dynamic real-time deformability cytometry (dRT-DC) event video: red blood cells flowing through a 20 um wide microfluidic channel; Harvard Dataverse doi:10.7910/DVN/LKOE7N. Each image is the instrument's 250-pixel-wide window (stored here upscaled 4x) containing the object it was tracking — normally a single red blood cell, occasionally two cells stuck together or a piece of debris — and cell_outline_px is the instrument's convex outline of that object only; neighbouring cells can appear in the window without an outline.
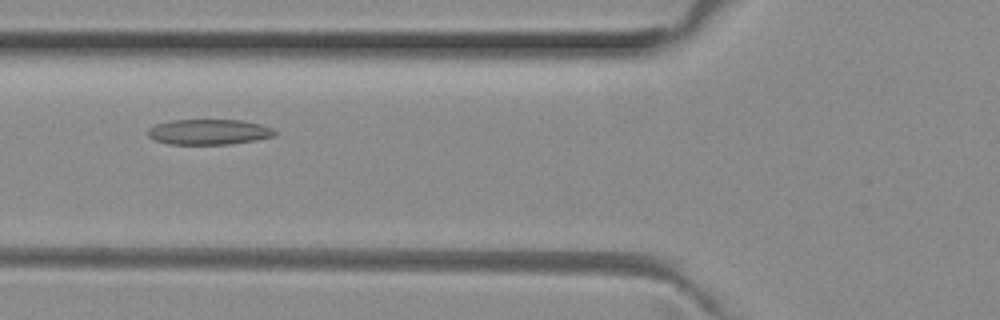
{"species": "common noctule bat (a hibernating species)", "species_latin": "Nyctalus noctula", "temperature_condition": "room temperature", "stored_images_in_passage": 35, "camera_frame_rate_fps": 3000, "um_per_image_px": 0.085, "animal": {"sex": "female", "body_mass_g": 29.2, "forearm_length_mm": 56.3}, "frame": {"image": 1, "passage_image": 5, "time_ms": 1.333, "image_size_px": [1000, 320], "cell_outline_px": [[276, 136], [256, 140], [228, 144], [168, 144], [156, 140], [148, 136], [148, 128], [156, 124], [172, 120], [240, 120], [260, 124], [272, 128], [276, 132]], "centroid_in_image_um": [17.76, 11.21], "position_along_channel_um": 108.0, "area_um2": 18.73}}
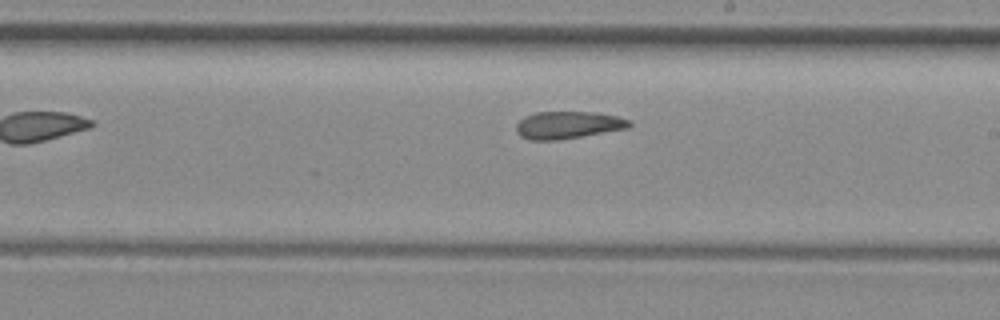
{"frame": {"image": 2, "passage_image": 15, "time_ms": 4.667, "image_size_px": [1000, 320], "cell_outline_px": [[632, 124], [628, 128], [556, 140], [532, 140], [520, 136], [516, 132], [516, 124], [524, 116], [536, 112], [600, 112], [632, 120]], "centroid_in_image_um": [48.28, 10.61], "position_along_channel_um": 240.7, "area_um2": 18.03}}
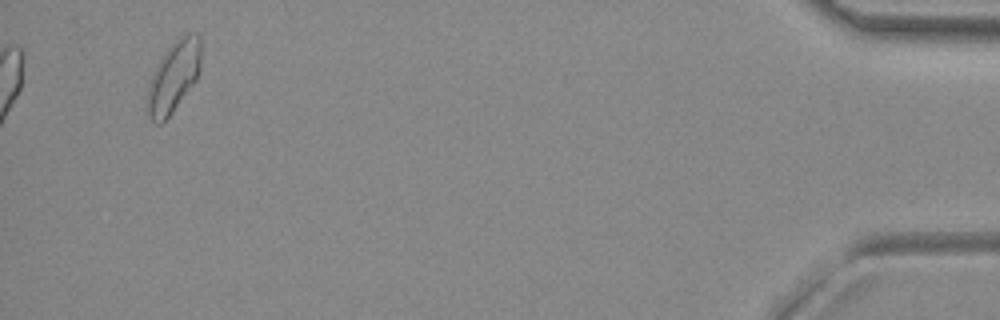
{"frame": {"image": 3, "passage_image": 35, "time_ms": 11.333, "image_size_px": [1000, 320], "cell_outline_px": [[200, 68], [196, 80], [172, 112], [160, 124], [156, 124], [148, 116], [148, 84], [156, 64], [164, 52], [184, 32], [188, 32], [200, 36]], "centroid_in_image_um": [14.75, 6.49], "position_along_channel_um": 420.4, "area_um2": 21.96}, "authors_computed_cell_mechanics": {"area_um2": 18.7272, "velocity_mm_per_s": 3.9805, "shape_relaxation_time_tau1_ms": null, "shape_relaxation_time_tau2_ms": 4.8834, "deformation_change_tau1": null, "deformation_change_tau2": 0.1429}}